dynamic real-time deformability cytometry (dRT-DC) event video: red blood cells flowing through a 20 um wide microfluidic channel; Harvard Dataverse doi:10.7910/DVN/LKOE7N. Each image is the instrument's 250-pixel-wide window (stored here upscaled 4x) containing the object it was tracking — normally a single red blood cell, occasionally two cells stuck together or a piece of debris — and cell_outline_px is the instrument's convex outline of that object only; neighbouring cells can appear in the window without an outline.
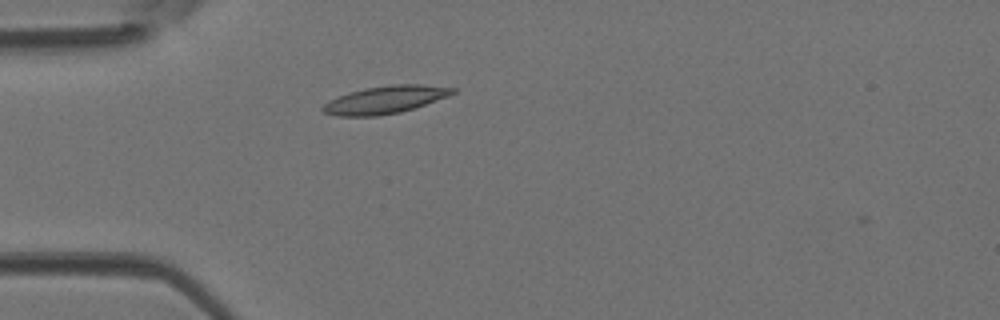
{"species": "Egyptian fruit bat (a non-hibernating species)", "species_latin": "Rousettus aegyptiacus", "temperature_condition": "room temperature", "stored_images_in_passage": 2, "camera_frame_rate_fps": 3000, "um_per_image_px": 0.085, "animal": {"sex": "female"}, "frame": {"image": 1, "passage_image": 1, "time_ms": 0.0, "image_size_px": [1000, 320], "cell_outline_px": [[456, 92], [448, 96], [400, 112], [380, 116], [336, 116], [324, 112], [320, 108], [328, 100], [364, 88], [392, 84], [420, 84], [456, 88]], "centroid_in_image_um": [32.72, 8.48], "position_along_channel_um": 52.3, "area_um2": 20.69}}